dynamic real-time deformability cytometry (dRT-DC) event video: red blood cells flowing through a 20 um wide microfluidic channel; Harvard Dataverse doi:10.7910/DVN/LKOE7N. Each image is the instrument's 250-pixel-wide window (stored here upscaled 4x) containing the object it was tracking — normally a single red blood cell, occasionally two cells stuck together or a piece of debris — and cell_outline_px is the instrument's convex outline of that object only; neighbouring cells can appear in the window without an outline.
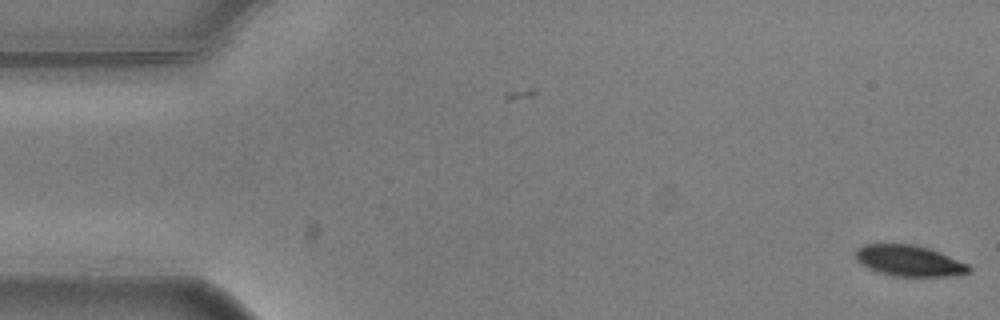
{"species": "common noctule bat (a hibernating species)", "species_latin": "Nyctalus noctula", "temperature_condition": "warm", "stored_images_in_passage": 6, "camera_frame_rate_fps": 3000, "um_per_image_px": 0.085, "animal": {"sex": "male", "body_mass_g": 20.5, "forearm_length_mm": 52.5}, "frame": {"image": 1, "passage_image": 6, "time_ms": 1.667, "image_size_px": [1000, 320], "cell_outline_px": [[972, 268], [968, 272], [956, 276], [896, 276], [880, 272], [868, 268], [860, 264], [856, 260], [856, 248], [864, 244], [912, 244], [928, 248], [940, 252], [968, 264]], "centroid_in_image_um": [77.27, 22.16], "position_along_channel_um": 7.7, "area_um2": 20.4}}